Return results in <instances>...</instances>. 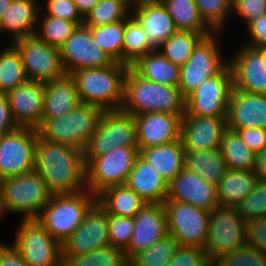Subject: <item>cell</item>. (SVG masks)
<instances>
[{"label":"cell","mask_w":266,"mask_h":266,"mask_svg":"<svg viewBox=\"0 0 266 266\" xmlns=\"http://www.w3.org/2000/svg\"><path fill=\"white\" fill-rule=\"evenodd\" d=\"M35 171L54 195H71L86 189V169L82 150L43 138L36 140Z\"/></svg>","instance_id":"1"},{"label":"cell","mask_w":266,"mask_h":266,"mask_svg":"<svg viewBox=\"0 0 266 266\" xmlns=\"http://www.w3.org/2000/svg\"><path fill=\"white\" fill-rule=\"evenodd\" d=\"M185 100L179 87L166 86L141 77L129 66L124 81L121 110L133 116L165 112L177 116L185 114Z\"/></svg>","instance_id":"2"},{"label":"cell","mask_w":266,"mask_h":266,"mask_svg":"<svg viewBox=\"0 0 266 266\" xmlns=\"http://www.w3.org/2000/svg\"><path fill=\"white\" fill-rule=\"evenodd\" d=\"M129 66L115 62L104 68L75 70L70 75L76 82L81 103L103 110H119L123 104L124 81Z\"/></svg>","instance_id":"3"},{"label":"cell","mask_w":266,"mask_h":266,"mask_svg":"<svg viewBox=\"0 0 266 266\" xmlns=\"http://www.w3.org/2000/svg\"><path fill=\"white\" fill-rule=\"evenodd\" d=\"M96 201L97 196L88 189L77 194L54 195L36 220L62 245L81 225Z\"/></svg>","instance_id":"4"},{"label":"cell","mask_w":266,"mask_h":266,"mask_svg":"<svg viewBox=\"0 0 266 266\" xmlns=\"http://www.w3.org/2000/svg\"><path fill=\"white\" fill-rule=\"evenodd\" d=\"M103 111L96 105L81 103L62 117L42 119L37 130L45 139L83 151L94 134Z\"/></svg>","instance_id":"5"},{"label":"cell","mask_w":266,"mask_h":266,"mask_svg":"<svg viewBox=\"0 0 266 266\" xmlns=\"http://www.w3.org/2000/svg\"><path fill=\"white\" fill-rule=\"evenodd\" d=\"M1 183L6 214H23L22 220H36L52 197L35 170L3 179Z\"/></svg>","instance_id":"6"},{"label":"cell","mask_w":266,"mask_h":266,"mask_svg":"<svg viewBox=\"0 0 266 266\" xmlns=\"http://www.w3.org/2000/svg\"><path fill=\"white\" fill-rule=\"evenodd\" d=\"M137 146L134 116L123 110H104L97 128L83 150L85 165L116 147Z\"/></svg>","instance_id":"7"},{"label":"cell","mask_w":266,"mask_h":266,"mask_svg":"<svg viewBox=\"0 0 266 266\" xmlns=\"http://www.w3.org/2000/svg\"><path fill=\"white\" fill-rule=\"evenodd\" d=\"M138 156L137 146H122L92 158L85 165L86 189L97 196L105 188L125 184Z\"/></svg>","instance_id":"8"},{"label":"cell","mask_w":266,"mask_h":266,"mask_svg":"<svg viewBox=\"0 0 266 266\" xmlns=\"http://www.w3.org/2000/svg\"><path fill=\"white\" fill-rule=\"evenodd\" d=\"M233 91L229 64L218 74L204 80L185 100V114L203 117H227Z\"/></svg>","instance_id":"9"},{"label":"cell","mask_w":266,"mask_h":266,"mask_svg":"<svg viewBox=\"0 0 266 266\" xmlns=\"http://www.w3.org/2000/svg\"><path fill=\"white\" fill-rule=\"evenodd\" d=\"M246 222L237 207L218 206L210 211L204 249L210 260L246 245Z\"/></svg>","instance_id":"10"},{"label":"cell","mask_w":266,"mask_h":266,"mask_svg":"<svg viewBox=\"0 0 266 266\" xmlns=\"http://www.w3.org/2000/svg\"><path fill=\"white\" fill-rule=\"evenodd\" d=\"M219 34L221 33L214 32L203 38L194 48L189 60L180 67L178 87L185 98L204 80L218 74L228 64L227 58L222 56L218 48L221 45L217 39Z\"/></svg>","instance_id":"11"},{"label":"cell","mask_w":266,"mask_h":266,"mask_svg":"<svg viewBox=\"0 0 266 266\" xmlns=\"http://www.w3.org/2000/svg\"><path fill=\"white\" fill-rule=\"evenodd\" d=\"M28 266H62V247L37 220H21L12 243Z\"/></svg>","instance_id":"12"},{"label":"cell","mask_w":266,"mask_h":266,"mask_svg":"<svg viewBox=\"0 0 266 266\" xmlns=\"http://www.w3.org/2000/svg\"><path fill=\"white\" fill-rule=\"evenodd\" d=\"M168 235L180 246L204 248L209 229L210 212L191 204L166 199L163 203Z\"/></svg>","instance_id":"13"},{"label":"cell","mask_w":266,"mask_h":266,"mask_svg":"<svg viewBox=\"0 0 266 266\" xmlns=\"http://www.w3.org/2000/svg\"><path fill=\"white\" fill-rule=\"evenodd\" d=\"M38 130L17 127L0 138V180L35 170Z\"/></svg>","instance_id":"14"},{"label":"cell","mask_w":266,"mask_h":266,"mask_svg":"<svg viewBox=\"0 0 266 266\" xmlns=\"http://www.w3.org/2000/svg\"><path fill=\"white\" fill-rule=\"evenodd\" d=\"M20 53L28 80L48 82L66 75L60 50L36 34L12 42Z\"/></svg>","instance_id":"15"},{"label":"cell","mask_w":266,"mask_h":266,"mask_svg":"<svg viewBox=\"0 0 266 266\" xmlns=\"http://www.w3.org/2000/svg\"><path fill=\"white\" fill-rule=\"evenodd\" d=\"M59 50L67 74L80 69L104 68L115 63L94 41L90 27L84 23L77 25Z\"/></svg>","instance_id":"16"},{"label":"cell","mask_w":266,"mask_h":266,"mask_svg":"<svg viewBox=\"0 0 266 266\" xmlns=\"http://www.w3.org/2000/svg\"><path fill=\"white\" fill-rule=\"evenodd\" d=\"M109 245L108 214L96 201L77 230L62 243V255H87Z\"/></svg>","instance_id":"17"},{"label":"cell","mask_w":266,"mask_h":266,"mask_svg":"<svg viewBox=\"0 0 266 266\" xmlns=\"http://www.w3.org/2000/svg\"><path fill=\"white\" fill-rule=\"evenodd\" d=\"M240 46L231 60H228L233 88L243 92L266 94L264 47Z\"/></svg>","instance_id":"18"},{"label":"cell","mask_w":266,"mask_h":266,"mask_svg":"<svg viewBox=\"0 0 266 266\" xmlns=\"http://www.w3.org/2000/svg\"><path fill=\"white\" fill-rule=\"evenodd\" d=\"M133 234L125 250L128 261L168 235L163 203H147L134 217Z\"/></svg>","instance_id":"19"},{"label":"cell","mask_w":266,"mask_h":266,"mask_svg":"<svg viewBox=\"0 0 266 266\" xmlns=\"http://www.w3.org/2000/svg\"><path fill=\"white\" fill-rule=\"evenodd\" d=\"M7 95L15 123L38 129L42 124L45 82L27 80Z\"/></svg>","instance_id":"20"},{"label":"cell","mask_w":266,"mask_h":266,"mask_svg":"<svg viewBox=\"0 0 266 266\" xmlns=\"http://www.w3.org/2000/svg\"><path fill=\"white\" fill-rule=\"evenodd\" d=\"M183 117L165 112L134 116L138 150L179 140Z\"/></svg>","instance_id":"21"},{"label":"cell","mask_w":266,"mask_h":266,"mask_svg":"<svg viewBox=\"0 0 266 266\" xmlns=\"http://www.w3.org/2000/svg\"><path fill=\"white\" fill-rule=\"evenodd\" d=\"M167 199L191 204L208 212L219 206L216 185L185 168L168 184Z\"/></svg>","instance_id":"22"},{"label":"cell","mask_w":266,"mask_h":266,"mask_svg":"<svg viewBox=\"0 0 266 266\" xmlns=\"http://www.w3.org/2000/svg\"><path fill=\"white\" fill-rule=\"evenodd\" d=\"M227 117L184 115L180 139L185 150L220 149L222 135L227 129Z\"/></svg>","instance_id":"23"},{"label":"cell","mask_w":266,"mask_h":266,"mask_svg":"<svg viewBox=\"0 0 266 266\" xmlns=\"http://www.w3.org/2000/svg\"><path fill=\"white\" fill-rule=\"evenodd\" d=\"M227 128L266 129V94L243 92L233 88L228 105Z\"/></svg>","instance_id":"24"},{"label":"cell","mask_w":266,"mask_h":266,"mask_svg":"<svg viewBox=\"0 0 266 266\" xmlns=\"http://www.w3.org/2000/svg\"><path fill=\"white\" fill-rule=\"evenodd\" d=\"M131 16L143 28L149 44L155 50L177 31L174 21L162 2L133 7Z\"/></svg>","instance_id":"25"},{"label":"cell","mask_w":266,"mask_h":266,"mask_svg":"<svg viewBox=\"0 0 266 266\" xmlns=\"http://www.w3.org/2000/svg\"><path fill=\"white\" fill-rule=\"evenodd\" d=\"M42 7L36 0H12L0 21V34L11 33V42L35 35Z\"/></svg>","instance_id":"26"},{"label":"cell","mask_w":266,"mask_h":266,"mask_svg":"<svg viewBox=\"0 0 266 266\" xmlns=\"http://www.w3.org/2000/svg\"><path fill=\"white\" fill-rule=\"evenodd\" d=\"M81 104L77 85L70 74L45 82L42 119H56Z\"/></svg>","instance_id":"27"},{"label":"cell","mask_w":266,"mask_h":266,"mask_svg":"<svg viewBox=\"0 0 266 266\" xmlns=\"http://www.w3.org/2000/svg\"><path fill=\"white\" fill-rule=\"evenodd\" d=\"M125 184L147 203H164L168 196V184L140 156L136 158Z\"/></svg>","instance_id":"28"},{"label":"cell","mask_w":266,"mask_h":266,"mask_svg":"<svg viewBox=\"0 0 266 266\" xmlns=\"http://www.w3.org/2000/svg\"><path fill=\"white\" fill-rule=\"evenodd\" d=\"M185 153L181 139L139 150V156L154 167L167 184L184 169Z\"/></svg>","instance_id":"29"},{"label":"cell","mask_w":266,"mask_h":266,"mask_svg":"<svg viewBox=\"0 0 266 266\" xmlns=\"http://www.w3.org/2000/svg\"><path fill=\"white\" fill-rule=\"evenodd\" d=\"M255 171L227 169L216 185L219 206L237 207L258 182Z\"/></svg>","instance_id":"30"},{"label":"cell","mask_w":266,"mask_h":266,"mask_svg":"<svg viewBox=\"0 0 266 266\" xmlns=\"http://www.w3.org/2000/svg\"><path fill=\"white\" fill-rule=\"evenodd\" d=\"M97 202L107 214L134 217L147 202L126 184L105 188L97 195Z\"/></svg>","instance_id":"31"},{"label":"cell","mask_w":266,"mask_h":266,"mask_svg":"<svg viewBox=\"0 0 266 266\" xmlns=\"http://www.w3.org/2000/svg\"><path fill=\"white\" fill-rule=\"evenodd\" d=\"M131 67L143 78L166 86H179L180 67L158 50L140 57Z\"/></svg>","instance_id":"32"},{"label":"cell","mask_w":266,"mask_h":266,"mask_svg":"<svg viewBox=\"0 0 266 266\" xmlns=\"http://www.w3.org/2000/svg\"><path fill=\"white\" fill-rule=\"evenodd\" d=\"M185 151V169L195 172L214 185L220 182L227 170L220 149Z\"/></svg>","instance_id":"33"},{"label":"cell","mask_w":266,"mask_h":266,"mask_svg":"<svg viewBox=\"0 0 266 266\" xmlns=\"http://www.w3.org/2000/svg\"><path fill=\"white\" fill-rule=\"evenodd\" d=\"M177 31H189L208 37L214 31L200 16L194 0H162Z\"/></svg>","instance_id":"34"},{"label":"cell","mask_w":266,"mask_h":266,"mask_svg":"<svg viewBox=\"0 0 266 266\" xmlns=\"http://www.w3.org/2000/svg\"><path fill=\"white\" fill-rule=\"evenodd\" d=\"M220 151L227 169L254 171L256 153L242 141L236 131L226 129L222 135Z\"/></svg>","instance_id":"35"},{"label":"cell","mask_w":266,"mask_h":266,"mask_svg":"<svg viewBox=\"0 0 266 266\" xmlns=\"http://www.w3.org/2000/svg\"><path fill=\"white\" fill-rule=\"evenodd\" d=\"M28 80L17 48L10 43L0 49V93L7 94Z\"/></svg>","instance_id":"36"},{"label":"cell","mask_w":266,"mask_h":266,"mask_svg":"<svg viewBox=\"0 0 266 266\" xmlns=\"http://www.w3.org/2000/svg\"><path fill=\"white\" fill-rule=\"evenodd\" d=\"M203 38H205L203 34L176 31L157 50L167 60L182 67L189 60L194 48Z\"/></svg>","instance_id":"37"},{"label":"cell","mask_w":266,"mask_h":266,"mask_svg":"<svg viewBox=\"0 0 266 266\" xmlns=\"http://www.w3.org/2000/svg\"><path fill=\"white\" fill-rule=\"evenodd\" d=\"M62 266H128L125 251L109 245L87 255H62Z\"/></svg>","instance_id":"38"},{"label":"cell","mask_w":266,"mask_h":266,"mask_svg":"<svg viewBox=\"0 0 266 266\" xmlns=\"http://www.w3.org/2000/svg\"><path fill=\"white\" fill-rule=\"evenodd\" d=\"M155 51L139 23L130 15L125 20L123 64L131 66L140 57Z\"/></svg>","instance_id":"39"},{"label":"cell","mask_w":266,"mask_h":266,"mask_svg":"<svg viewBox=\"0 0 266 266\" xmlns=\"http://www.w3.org/2000/svg\"><path fill=\"white\" fill-rule=\"evenodd\" d=\"M94 41L115 61L123 63L125 20L90 27Z\"/></svg>","instance_id":"40"},{"label":"cell","mask_w":266,"mask_h":266,"mask_svg":"<svg viewBox=\"0 0 266 266\" xmlns=\"http://www.w3.org/2000/svg\"><path fill=\"white\" fill-rule=\"evenodd\" d=\"M131 15L127 0H100L84 17L88 27H99L126 20Z\"/></svg>","instance_id":"41"},{"label":"cell","mask_w":266,"mask_h":266,"mask_svg":"<svg viewBox=\"0 0 266 266\" xmlns=\"http://www.w3.org/2000/svg\"><path fill=\"white\" fill-rule=\"evenodd\" d=\"M77 25L75 22L46 15L41 9L38 21L40 28L36 31V35L50 46L60 49Z\"/></svg>","instance_id":"42"},{"label":"cell","mask_w":266,"mask_h":266,"mask_svg":"<svg viewBox=\"0 0 266 266\" xmlns=\"http://www.w3.org/2000/svg\"><path fill=\"white\" fill-rule=\"evenodd\" d=\"M179 246L177 240L167 235L147 250L135 254L128 261V266H166Z\"/></svg>","instance_id":"43"},{"label":"cell","mask_w":266,"mask_h":266,"mask_svg":"<svg viewBox=\"0 0 266 266\" xmlns=\"http://www.w3.org/2000/svg\"><path fill=\"white\" fill-rule=\"evenodd\" d=\"M200 16L214 31L222 32L232 12V0H194Z\"/></svg>","instance_id":"44"},{"label":"cell","mask_w":266,"mask_h":266,"mask_svg":"<svg viewBox=\"0 0 266 266\" xmlns=\"http://www.w3.org/2000/svg\"><path fill=\"white\" fill-rule=\"evenodd\" d=\"M212 261L214 266H266V253L246 244Z\"/></svg>","instance_id":"45"},{"label":"cell","mask_w":266,"mask_h":266,"mask_svg":"<svg viewBox=\"0 0 266 266\" xmlns=\"http://www.w3.org/2000/svg\"><path fill=\"white\" fill-rule=\"evenodd\" d=\"M243 220L266 217V181L258 180L252 192L237 206Z\"/></svg>","instance_id":"46"},{"label":"cell","mask_w":266,"mask_h":266,"mask_svg":"<svg viewBox=\"0 0 266 266\" xmlns=\"http://www.w3.org/2000/svg\"><path fill=\"white\" fill-rule=\"evenodd\" d=\"M133 227V217L108 214V233L110 244L125 251L130 243L133 234Z\"/></svg>","instance_id":"47"},{"label":"cell","mask_w":266,"mask_h":266,"mask_svg":"<svg viewBox=\"0 0 266 266\" xmlns=\"http://www.w3.org/2000/svg\"><path fill=\"white\" fill-rule=\"evenodd\" d=\"M210 261L204 248L179 246L175 255L166 266H206Z\"/></svg>","instance_id":"48"},{"label":"cell","mask_w":266,"mask_h":266,"mask_svg":"<svg viewBox=\"0 0 266 266\" xmlns=\"http://www.w3.org/2000/svg\"><path fill=\"white\" fill-rule=\"evenodd\" d=\"M46 2L44 11L41 8L42 12H46V15L75 22L78 25L84 23V18L78 12L73 0H47Z\"/></svg>","instance_id":"49"},{"label":"cell","mask_w":266,"mask_h":266,"mask_svg":"<svg viewBox=\"0 0 266 266\" xmlns=\"http://www.w3.org/2000/svg\"><path fill=\"white\" fill-rule=\"evenodd\" d=\"M246 22V25L266 14V0H232V12Z\"/></svg>","instance_id":"50"},{"label":"cell","mask_w":266,"mask_h":266,"mask_svg":"<svg viewBox=\"0 0 266 266\" xmlns=\"http://www.w3.org/2000/svg\"><path fill=\"white\" fill-rule=\"evenodd\" d=\"M246 244L266 253V217L246 221Z\"/></svg>","instance_id":"51"},{"label":"cell","mask_w":266,"mask_h":266,"mask_svg":"<svg viewBox=\"0 0 266 266\" xmlns=\"http://www.w3.org/2000/svg\"><path fill=\"white\" fill-rule=\"evenodd\" d=\"M242 141L255 153L262 151L266 147L265 128H245L235 130Z\"/></svg>","instance_id":"52"},{"label":"cell","mask_w":266,"mask_h":266,"mask_svg":"<svg viewBox=\"0 0 266 266\" xmlns=\"http://www.w3.org/2000/svg\"><path fill=\"white\" fill-rule=\"evenodd\" d=\"M246 27L250 39L247 43L244 41V45L256 48L266 46V14L249 22Z\"/></svg>","instance_id":"53"},{"label":"cell","mask_w":266,"mask_h":266,"mask_svg":"<svg viewBox=\"0 0 266 266\" xmlns=\"http://www.w3.org/2000/svg\"><path fill=\"white\" fill-rule=\"evenodd\" d=\"M0 266H28L13 244L0 242Z\"/></svg>","instance_id":"54"},{"label":"cell","mask_w":266,"mask_h":266,"mask_svg":"<svg viewBox=\"0 0 266 266\" xmlns=\"http://www.w3.org/2000/svg\"><path fill=\"white\" fill-rule=\"evenodd\" d=\"M19 127L12 116L7 94L0 93V130L3 133L13 131Z\"/></svg>","instance_id":"55"},{"label":"cell","mask_w":266,"mask_h":266,"mask_svg":"<svg viewBox=\"0 0 266 266\" xmlns=\"http://www.w3.org/2000/svg\"><path fill=\"white\" fill-rule=\"evenodd\" d=\"M255 174L259 180L266 181V147L256 153Z\"/></svg>","instance_id":"56"},{"label":"cell","mask_w":266,"mask_h":266,"mask_svg":"<svg viewBox=\"0 0 266 266\" xmlns=\"http://www.w3.org/2000/svg\"><path fill=\"white\" fill-rule=\"evenodd\" d=\"M100 0H73L78 12L84 18Z\"/></svg>","instance_id":"57"},{"label":"cell","mask_w":266,"mask_h":266,"mask_svg":"<svg viewBox=\"0 0 266 266\" xmlns=\"http://www.w3.org/2000/svg\"><path fill=\"white\" fill-rule=\"evenodd\" d=\"M127 2H128L129 7L133 8L138 5H142V4L162 2V0H127Z\"/></svg>","instance_id":"58"},{"label":"cell","mask_w":266,"mask_h":266,"mask_svg":"<svg viewBox=\"0 0 266 266\" xmlns=\"http://www.w3.org/2000/svg\"><path fill=\"white\" fill-rule=\"evenodd\" d=\"M11 1L12 0H0V21L3 17V14L9 8Z\"/></svg>","instance_id":"59"},{"label":"cell","mask_w":266,"mask_h":266,"mask_svg":"<svg viewBox=\"0 0 266 266\" xmlns=\"http://www.w3.org/2000/svg\"><path fill=\"white\" fill-rule=\"evenodd\" d=\"M2 215H6V212H5L4 206H3L2 183H1V180H0V217Z\"/></svg>","instance_id":"60"},{"label":"cell","mask_w":266,"mask_h":266,"mask_svg":"<svg viewBox=\"0 0 266 266\" xmlns=\"http://www.w3.org/2000/svg\"><path fill=\"white\" fill-rule=\"evenodd\" d=\"M264 59L266 61V46H264Z\"/></svg>","instance_id":"61"},{"label":"cell","mask_w":266,"mask_h":266,"mask_svg":"<svg viewBox=\"0 0 266 266\" xmlns=\"http://www.w3.org/2000/svg\"><path fill=\"white\" fill-rule=\"evenodd\" d=\"M206 266H214L213 261H210Z\"/></svg>","instance_id":"62"},{"label":"cell","mask_w":266,"mask_h":266,"mask_svg":"<svg viewBox=\"0 0 266 266\" xmlns=\"http://www.w3.org/2000/svg\"><path fill=\"white\" fill-rule=\"evenodd\" d=\"M3 134H4V133L0 130V138L2 137Z\"/></svg>","instance_id":"63"}]
</instances>
